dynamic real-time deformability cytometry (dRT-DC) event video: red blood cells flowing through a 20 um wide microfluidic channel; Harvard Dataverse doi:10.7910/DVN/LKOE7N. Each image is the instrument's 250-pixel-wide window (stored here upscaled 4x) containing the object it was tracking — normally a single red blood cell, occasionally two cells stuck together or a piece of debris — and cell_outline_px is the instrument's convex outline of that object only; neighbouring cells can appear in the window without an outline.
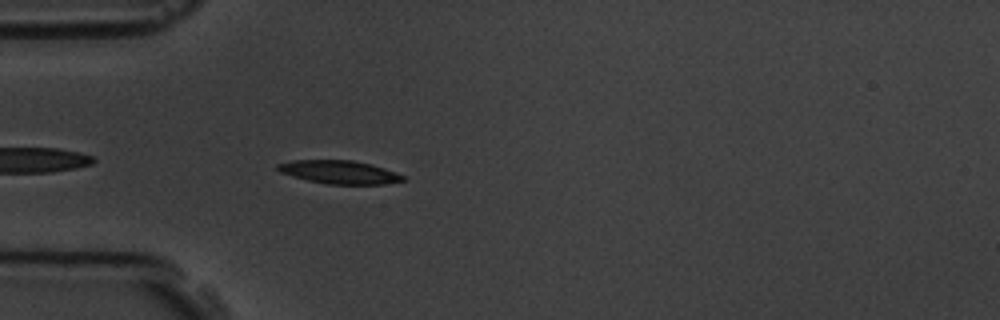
{"species": "common noctule bat (a hibernating species)", "species_latin": "Nyctalus noctula", "temperature_condition": "room temperature", "stored_images_in_passage": 5, "camera_frame_rate_fps": 3000, "um_per_image_px": 0.085, "animal": {"sex": "male", "body_mass_g": 19.5, "forearm_length_mm": 54.6}, "frame": {"image": 1, "passage_image": 5, "time_ms": 5.333, "image_size_px": [1000, 320], "cell_outline_px": [[408, 180], [384, 184], [328, 184], [308, 180], [292, 176], [280, 172], [276, 168], [276, 164], [292, 160], [352, 160], [384, 168], [396, 172], [404, 176]], "centroid_in_image_um": [28.84, 14.63], "position_along_channel_um": 56.2, "area_um2": 16.94}}